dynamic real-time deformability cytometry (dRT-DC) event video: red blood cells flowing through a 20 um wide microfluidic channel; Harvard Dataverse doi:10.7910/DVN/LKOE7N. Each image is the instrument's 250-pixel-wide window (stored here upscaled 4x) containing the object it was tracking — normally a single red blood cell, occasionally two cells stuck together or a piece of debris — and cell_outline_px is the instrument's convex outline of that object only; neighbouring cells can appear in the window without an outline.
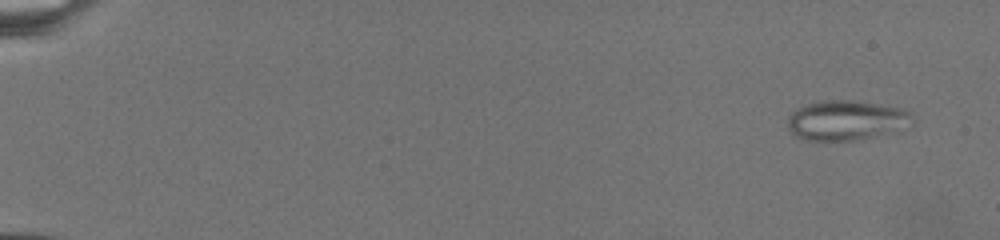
{"species": "common noctule bat (a hibernating species)", "species_latin": "Nyctalus noctula", "temperature_condition": "warm", "stored_images_in_passage": 36, "camera_frame_rate_fps": 3000, "um_per_image_px": 0.085, "animal": {"sex": "female", "body_mass_g": 19.5, "forearm_length_mm": 54.1}, "frame": {"image": 1, "passage_image": 3, "time_ms": 1.0, "image_size_px": [1000, 240], "cell_outline_px": [[912, 116], [896, 132], [856, 140], [804, 140], [788, 132], [788, 116], [796, 108], [804, 104], [824, 100], [852, 100], [880, 104], [904, 108], [912, 112]], "centroid_in_image_um": [71.86, 10.22], "position_along_channel_um": 13.1, "area_um2": 29.02}}
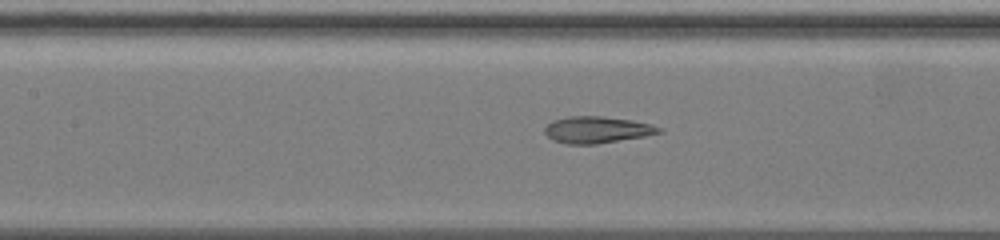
{"frame": {"image": 2, "passage_image": 19, "time_ms": 12.0, "image_size_px": [1000, 240], "cell_outline_px": [[664, 132], [644, 136], [596, 144], [564, 144], [552, 140], [544, 132], [544, 128], [552, 120], [568, 116], [604, 116], [632, 120], [648, 124], [660, 128]], "centroid_in_image_um": [50.69, 11.03], "position_along_channel_um": 156.7, "area_um2": 17.74}}
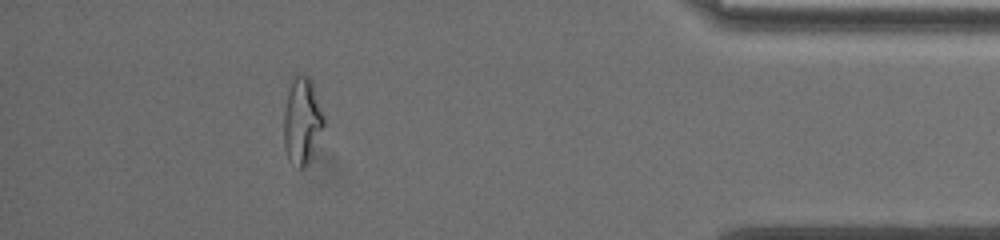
{"frame": {"image": 3, "passage_image": 32, "time_ms": 22.0, "image_size_px": [1000, 240], "cell_outline_px": [[324, 124], [308, 164], [304, 168], [300, 168], [288, 160], [284, 148], [284, 112], [288, 92], [292, 80], [300, 72], [308, 76], [312, 80], [324, 116]], "centroid_in_image_um": [25.67, 10.27], "position_along_channel_um": 409.5, "area_um2": 20.11}}